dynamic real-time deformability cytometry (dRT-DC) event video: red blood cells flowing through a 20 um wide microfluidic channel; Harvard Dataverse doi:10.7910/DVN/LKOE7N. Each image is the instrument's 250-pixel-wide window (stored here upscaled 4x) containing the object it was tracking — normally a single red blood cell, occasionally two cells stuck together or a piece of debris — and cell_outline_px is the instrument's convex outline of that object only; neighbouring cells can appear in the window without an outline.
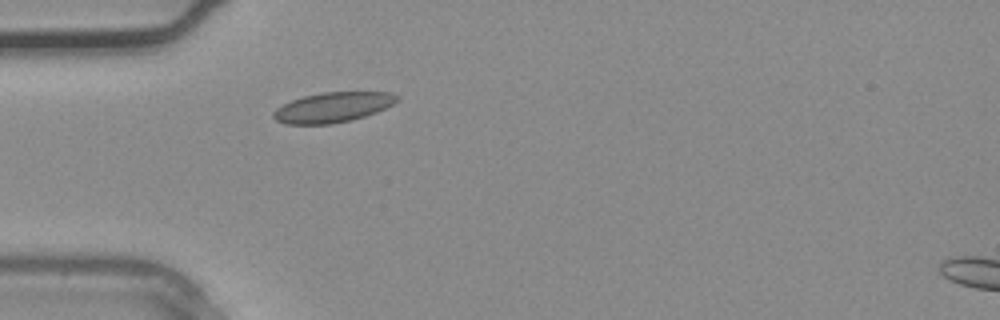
{"species": "common noctule bat (a hibernating species)", "species_latin": "Nyctalus noctula", "temperature_condition": "warm", "stored_images_in_passage": 1, "camera_frame_rate_fps": 3000, "um_per_image_px": 0.085, "animal": {"sex": "male", "body_mass_g": 20.4}, "frame": {"image": 1, "passage_image": 1, "time_ms": 0.0, "image_size_px": [1000, 320], "cell_outline_px": [[400, 96], [392, 104], [376, 112], [352, 120], [332, 124], [284, 124], [276, 120], [272, 116], [272, 112], [276, 108], [292, 100], [304, 96], [324, 92], [392, 92]], "centroid_in_image_um": [28.27, 9.12], "position_along_channel_um": 56.7, "area_um2": 21.56}}